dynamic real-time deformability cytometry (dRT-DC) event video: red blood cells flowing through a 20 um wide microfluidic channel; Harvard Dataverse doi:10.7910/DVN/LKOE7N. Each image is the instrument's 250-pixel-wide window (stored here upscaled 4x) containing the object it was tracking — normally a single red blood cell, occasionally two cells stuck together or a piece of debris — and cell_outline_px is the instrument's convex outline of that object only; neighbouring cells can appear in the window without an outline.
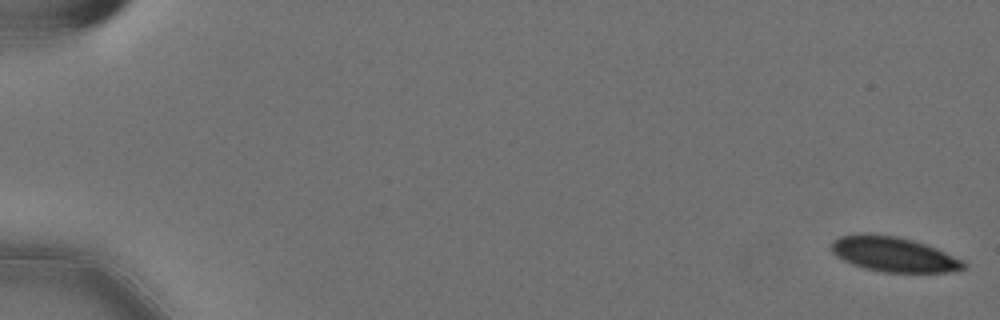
{"species": "Egyptian fruit bat (a non-hibernating species)", "species_latin": "Rousettus aegyptiacus", "temperature_condition": "cold", "stored_images_in_passage": 9, "camera_frame_rate_fps": 3000, "um_per_image_px": 0.085, "animal": {"sex": "female"}, "frame": {"image": 1, "passage_image": 1, "time_ms": 0.0, "image_size_px": [1000, 320], "cell_outline_px": [[968, 264], [964, 268], [948, 272], [884, 272], [864, 268], [852, 264], [836, 256], [832, 252], [832, 240], [840, 236], [864, 232], [872, 232], [896, 236], [912, 240], [936, 248], [964, 260]], "centroid_in_image_um": [75.94, 21.6], "position_along_channel_um": 9.1, "area_um2": 27.05}}